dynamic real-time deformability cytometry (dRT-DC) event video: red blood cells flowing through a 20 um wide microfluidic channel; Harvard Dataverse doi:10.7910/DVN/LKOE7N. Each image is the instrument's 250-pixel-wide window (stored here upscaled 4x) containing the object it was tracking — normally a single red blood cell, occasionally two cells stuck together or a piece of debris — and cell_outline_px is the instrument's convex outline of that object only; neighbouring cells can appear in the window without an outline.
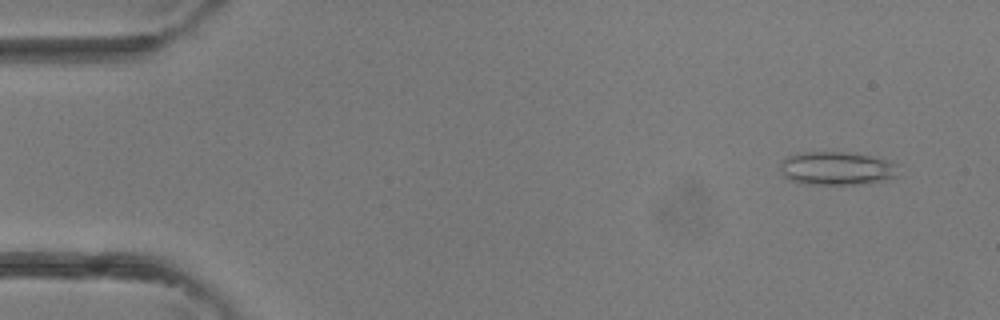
{"species": "common noctule bat (a hibernating species)", "species_latin": "Nyctalus noctula", "temperature_condition": "room temperature", "stored_images_in_passage": 4, "segment_of_instrument_passage": [2, 2], "camera_frame_rate_fps": 3000, "um_per_image_px": 0.085, "animal": {"sex": "female"}, "frame": {"image": 1, "passage_image": 4, "time_ms": 1.0, "image_size_px": [1000, 320], "cell_outline_px": [[900, 164], [896, 176], [880, 180], [856, 184], [808, 184], [792, 180], [784, 176], [780, 168], [780, 160], [784, 156], [800, 152], [844, 152], [892, 160]], "centroid_in_image_um": [71.1, 14.29], "position_along_channel_um": 13.9, "area_um2": 23.0}}